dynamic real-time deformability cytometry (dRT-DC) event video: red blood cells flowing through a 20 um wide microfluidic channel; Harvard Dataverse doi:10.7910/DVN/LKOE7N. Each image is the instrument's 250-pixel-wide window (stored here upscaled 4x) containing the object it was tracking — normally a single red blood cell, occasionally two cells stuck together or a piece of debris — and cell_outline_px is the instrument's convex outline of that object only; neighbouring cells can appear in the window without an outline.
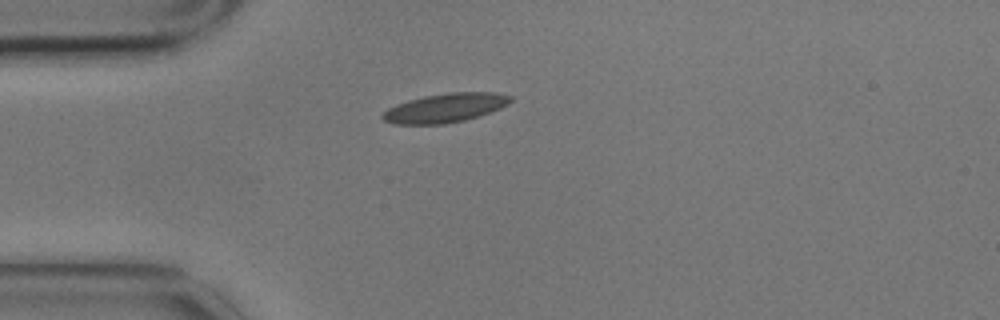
{"species": "common noctule bat (a hibernating species)", "species_latin": "Nyctalus noctula", "temperature_condition": "cold", "stored_images_in_passage": 8, "camera_frame_rate_fps": 3000, "um_per_image_px": 0.085, "animal": {"sex": "male", "body_mass_g": 17.9}, "frame": {"image": 1, "passage_image": 1, "time_ms": 0.0, "image_size_px": [1000, 320], "cell_outline_px": [[512, 100], [508, 104], [500, 108], [464, 120], [444, 124], [396, 124], [384, 120], [380, 116], [388, 108], [396, 104], [408, 100], [424, 96], [448, 92], [496, 92], [512, 96]], "centroid_in_image_um": [37.83, 9.16], "position_along_channel_um": 47.2, "area_um2": 21.5}}
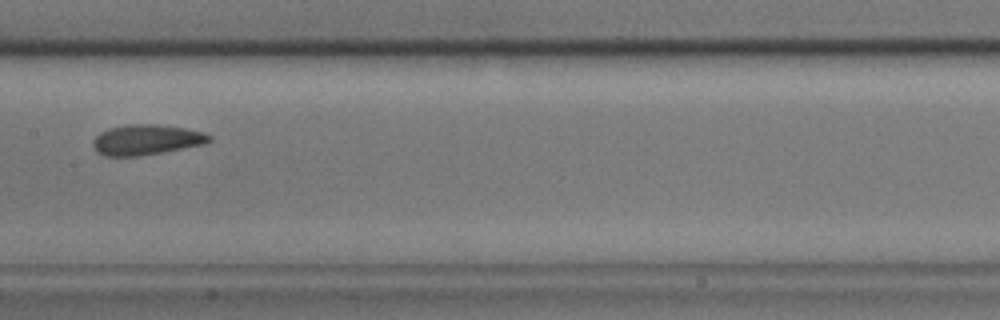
{"frame": {"image": 2, "passage_image": 5, "time_ms": 1.333, "image_size_px": [1000, 320], "cell_outline_px": [[212, 140], [204, 144], [160, 152], [136, 156], [104, 156], [96, 152], [92, 144], [92, 140], [100, 132], [108, 128], [128, 124], [156, 124], [184, 128], [204, 132], [212, 136]], "centroid_in_image_um": [12.41, 11.87], "position_along_channel_um": 195.0, "area_um2": 20.52}}